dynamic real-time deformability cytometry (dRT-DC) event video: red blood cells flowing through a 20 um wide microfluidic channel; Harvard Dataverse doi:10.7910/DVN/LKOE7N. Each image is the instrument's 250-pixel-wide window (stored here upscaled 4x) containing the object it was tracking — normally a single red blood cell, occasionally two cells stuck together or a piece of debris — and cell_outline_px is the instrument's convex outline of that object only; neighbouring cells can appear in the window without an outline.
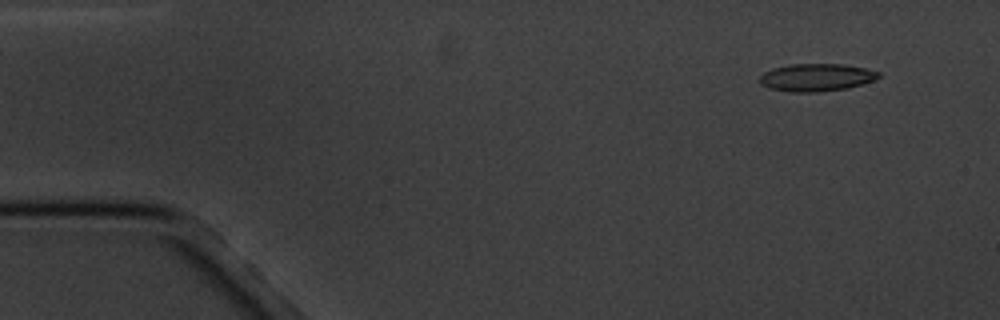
{"species": "common noctule bat (a hibernating species)", "species_latin": "Nyctalus noctula", "temperature_condition": "cold", "stored_images_in_passage": 5, "camera_frame_rate_fps": 3000, "um_per_image_px": 0.085, "animal": {"sex": "male", "body_mass_g": 20.1, "forearm_length_mm": 53.5}, "frame": {"image": 1, "passage_image": 2, "time_ms": 1.333, "image_size_px": [1000, 320], "cell_outline_px": [[880, 76], [876, 80], [848, 88], [816, 92], [788, 92], [768, 88], [760, 84], [760, 76], [764, 72], [772, 68], [792, 64], [844, 64], [864, 68], [880, 72]], "centroid_in_image_um": [69.39, 6.58], "position_along_channel_um": 15.6, "area_um2": 19.25}}
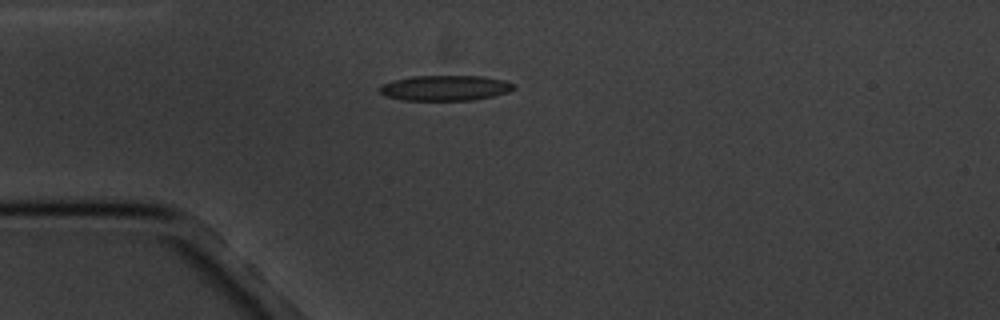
{"frame": {"image": 2, "passage_image": 5, "time_ms": 4.667, "image_size_px": [1000, 320], "cell_outline_px": [[516, 88], [508, 92], [492, 96], [472, 100], [400, 100], [384, 96], [380, 92], [380, 88], [384, 84], [396, 80], [412, 76], [484, 76], [504, 80], [516, 84]], "centroid_in_image_um": [37.88, 7.48], "position_along_channel_um": 47.1, "area_um2": 19.77}}